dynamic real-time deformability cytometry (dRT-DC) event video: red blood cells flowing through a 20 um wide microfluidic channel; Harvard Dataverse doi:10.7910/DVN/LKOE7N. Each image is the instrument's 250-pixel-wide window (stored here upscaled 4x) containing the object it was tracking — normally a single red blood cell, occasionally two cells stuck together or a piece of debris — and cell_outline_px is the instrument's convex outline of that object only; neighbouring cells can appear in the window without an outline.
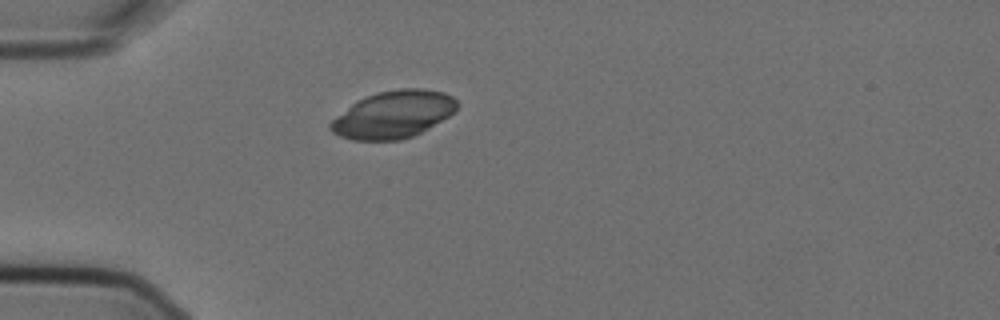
{"species": "Egyptian fruit bat (a non-hibernating species)", "species_latin": "Rousettus aegyptiacus", "temperature_condition": "cold", "stored_images_in_passage": 1, "camera_frame_rate_fps": 3000, "um_per_image_px": 0.085, "animal": {"sex": "female"}, "frame": {"image": 1, "passage_image": 1, "time_ms": 0.0, "image_size_px": [1000, 320], "cell_outline_px": [[460, 104], [456, 112], [428, 128], [412, 136], [400, 140], [352, 140], [340, 136], [332, 132], [328, 128], [328, 124], [336, 116], [356, 100], [364, 96], [376, 92], [400, 88], [424, 88], [444, 92], [452, 96]], "centroid_in_image_um": [33.44, 9.71], "position_along_channel_um": 51.6, "area_um2": 35.2}}